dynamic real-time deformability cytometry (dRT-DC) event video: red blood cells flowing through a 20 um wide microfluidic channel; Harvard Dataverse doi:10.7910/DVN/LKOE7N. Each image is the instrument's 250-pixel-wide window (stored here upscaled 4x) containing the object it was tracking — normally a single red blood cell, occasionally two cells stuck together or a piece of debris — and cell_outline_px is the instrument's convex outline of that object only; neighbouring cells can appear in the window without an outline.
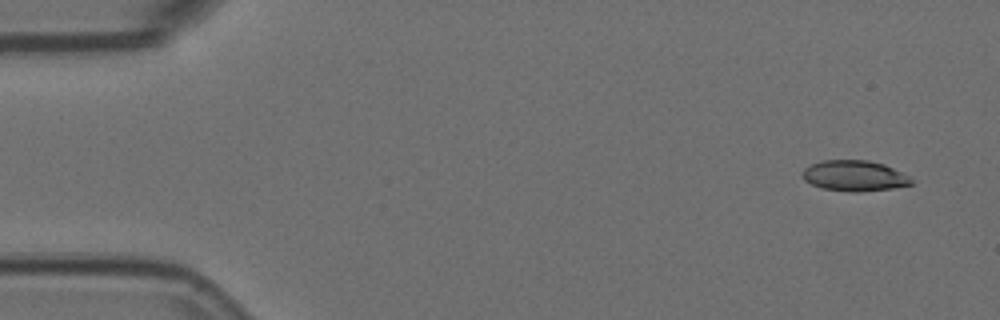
{"species": "Egyptian fruit bat (a non-hibernating species)", "species_latin": "Rousettus aegyptiacus", "temperature_condition": "room temperature", "stored_images_in_passage": 5, "camera_frame_rate_fps": 3000, "um_per_image_px": 0.085, "animal": {"sex": "female"}, "frame": {"image": 1, "passage_image": 1, "time_ms": 0.0, "image_size_px": [1000, 320], "cell_outline_px": [[912, 184], [892, 188], [860, 192], [848, 192], [820, 188], [804, 180], [804, 168], [812, 164], [824, 160], [868, 160], [884, 164], [908, 176], [912, 180]], "centroid_in_image_um": [72.61, 14.95], "position_along_channel_um": 12.4, "area_um2": 19.31}}
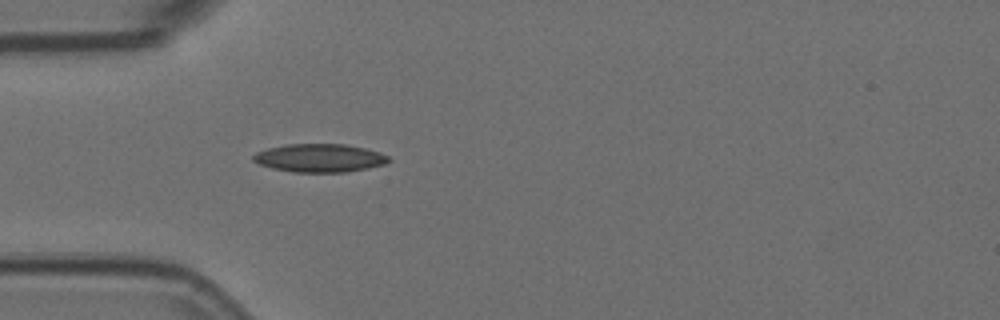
{"frame": {"image": 2, "passage_image": 5, "time_ms": 1.333, "image_size_px": [1000, 320], "cell_outline_px": [[392, 160], [384, 164], [368, 168], [348, 172], [292, 172], [272, 168], [260, 164], [252, 160], [252, 156], [256, 152], [268, 148], [288, 144], [344, 144], [364, 148], [380, 152], [388, 156]], "centroid_in_image_um": [27.17, 13.43], "position_along_channel_um": 57.8, "area_um2": 22.31}}